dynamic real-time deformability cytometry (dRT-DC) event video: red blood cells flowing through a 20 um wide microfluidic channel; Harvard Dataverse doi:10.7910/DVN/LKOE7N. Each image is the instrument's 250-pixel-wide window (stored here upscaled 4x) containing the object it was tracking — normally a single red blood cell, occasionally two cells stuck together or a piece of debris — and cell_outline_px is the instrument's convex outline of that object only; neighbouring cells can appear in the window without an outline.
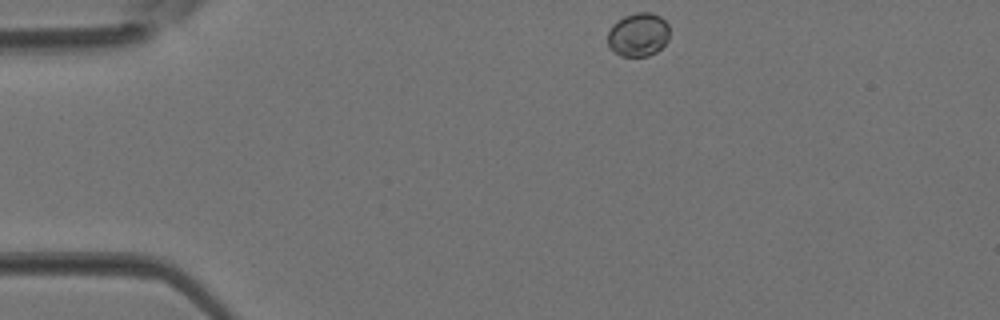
{"species": "Egyptian fruit bat (a non-hibernating species)", "species_latin": "Rousettus aegyptiacus", "temperature_condition": "room temperature", "stored_images_in_passage": 37, "camera_frame_rate_fps": 3000, "um_per_image_px": 0.085, "animal": {"sex": "female"}, "frame": {"image": 1, "passage_image": 1, "time_ms": 0.0, "image_size_px": [1000, 320], "cell_outline_px": [[668, 40], [656, 52], [648, 56], [620, 56], [612, 52], [608, 44], [608, 32], [612, 24], [624, 16], [636, 12], [652, 12], [660, 16], [668, 24]], "centroid_in_image_um": [54.23, 2.94], "position_along_channel_um": 30.8, "area_um2": 15.84}}
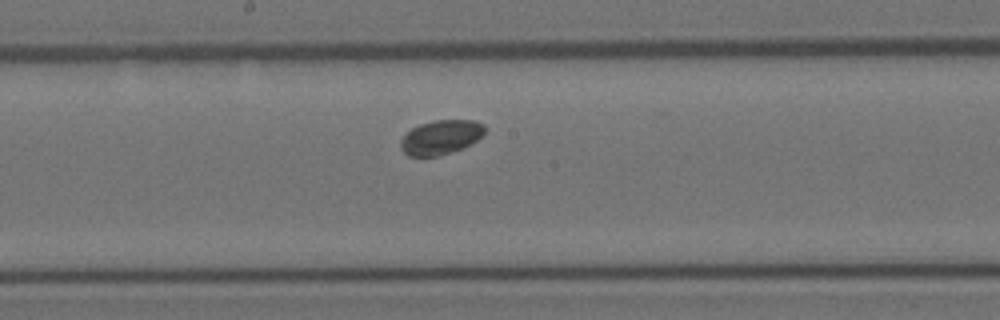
{"frame": {"image": 2, "passage_image": 16, "time_ms": 5.0, "image_size_px": [1000, 320], "cell_outline_px": [[484, 132], [476, 140], [460, 148], [436, 156], [408, 156], [400, 148], [400, 140], [412, 128], [420, 124], [436, 120], [476, 120], [484, 124]], "centroid_in_image_um": [37.43, 11.65], "position_along_channel_um": 210.8, "area_um2": 16.47}}
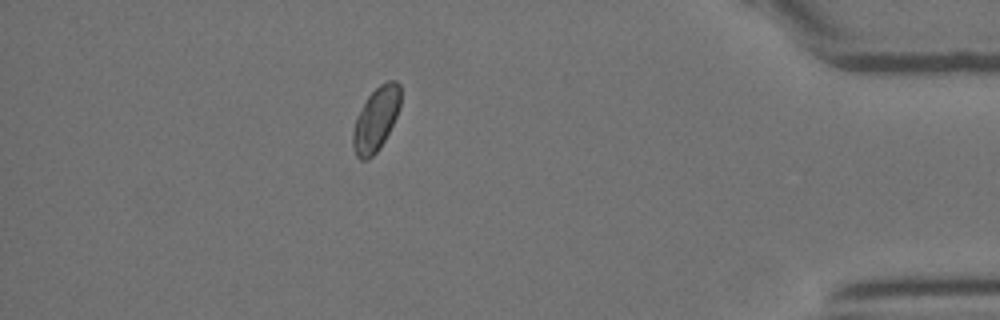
{"frame": {"image": 3, "passage_image": 31, "time_ms": 10.0, "image_size_px": [1000, 320], "cell_outline_px": [[400, 108], [380, 148], [368, 160], [360, 160], [356, 156], [352, 144], [352, 132], [356, 116], [368, 96], [380, 84], [388, 80], [396, 80], [400, 84]], "centroid_in_image_um": [31.94, 10.13], "position_along_channel_um": 403.3, "area_um2": 17.69}}